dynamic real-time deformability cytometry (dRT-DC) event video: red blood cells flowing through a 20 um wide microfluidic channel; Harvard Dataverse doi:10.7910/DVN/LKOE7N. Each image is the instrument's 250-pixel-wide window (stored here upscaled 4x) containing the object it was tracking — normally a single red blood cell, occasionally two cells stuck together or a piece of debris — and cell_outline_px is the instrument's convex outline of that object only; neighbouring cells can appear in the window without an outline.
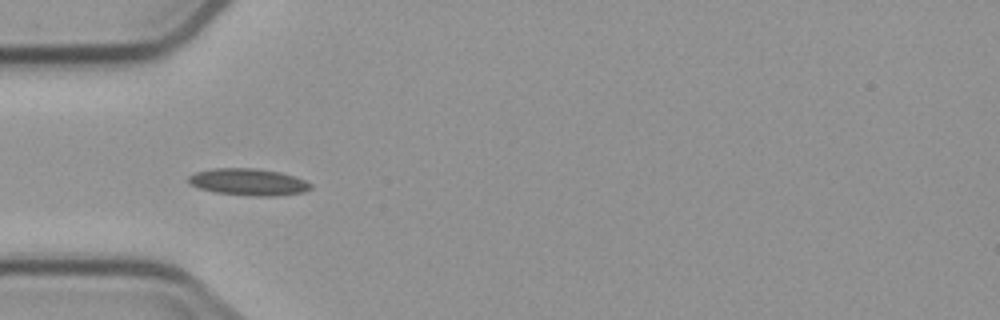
{"species": "common noctule bat (a hibernating species)", "species_latin": "Nyctalus noctula", "temperature_condition": "cold", "stored_images_in_passage": 10, "camera_frame_rate_fps": 3000, "um_per_image_px": 0.085, "animal": {"sex": "male", "body_mass_g": 23.1, "forearm_length_mm": 52.7}, "frame": {"image": 1, "passage_image": 5, "time_ms": 5.333, "image_size_px": [1000, 320], "cell_outline_px": [[312, 188], [304, 192], [276, 196], [248, 196], [216, 192], [200, 188], [188, 184], [188, 176], [196, 172], [212, 168], [252, 168], [280, 172], [304, 180], [312, 184]], "centroid_in_image_um": [21.1, 15.47], "position_along_channel_um": 63.9, "area_um2": 19.13}}
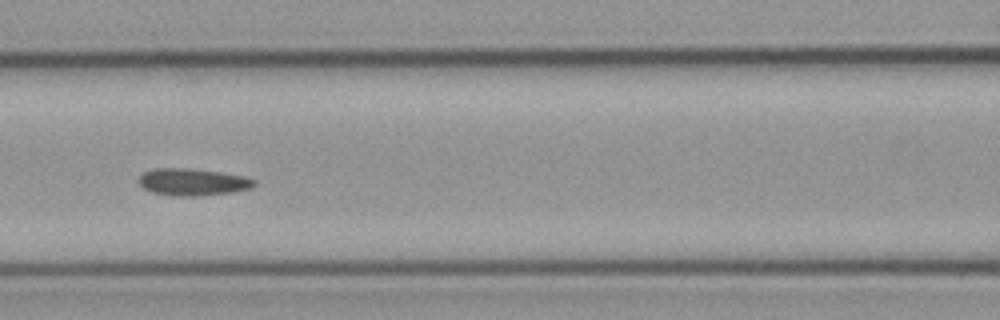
{"frame": {"image": 2, "passage_image": 7, "time_ms": 7.667, "image_size_px": [1000, 320], "cell_outline_px": [[256, 184], [252, 188], [232, 192], [200, 196], [180, 196], [152, 192], [144, 188], [136, 180], [144, 172], [152, 168], [188, 168], [220, 172], [244, 176], [256, 180]], "centroid_in_image_um": [16.38, 15.46], "position_along_channel_um": 150.2, "area_um2": 18.26}}
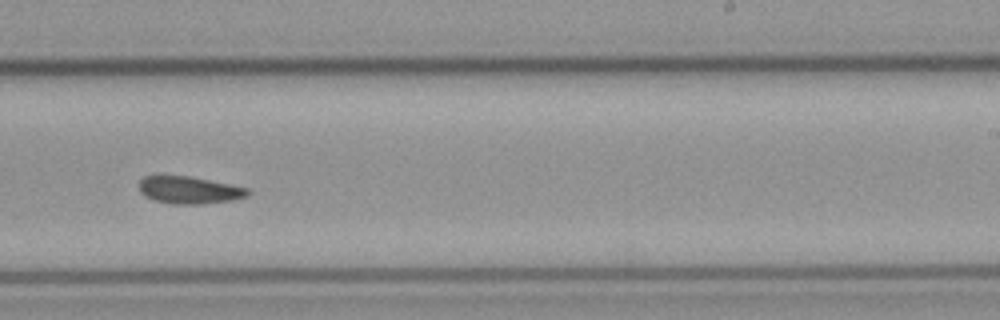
{"frame": {"image": 3, "passage_image": 10, "time_ms": 11.0, "image_size_px": [1000, 320], "cell_outline_px": [[252, 192], [248, 196], [232, 200], [204, 204], [172, 204], [152, 200], [144, 196], [140, 192], [140, 180], [144, 176], [156, 172], [188, 176], [248, 188]], "centroid_in_image_um": [16.01, 16.12], "position_along_channel_um": 273.0, "area_um2": 17.92}}